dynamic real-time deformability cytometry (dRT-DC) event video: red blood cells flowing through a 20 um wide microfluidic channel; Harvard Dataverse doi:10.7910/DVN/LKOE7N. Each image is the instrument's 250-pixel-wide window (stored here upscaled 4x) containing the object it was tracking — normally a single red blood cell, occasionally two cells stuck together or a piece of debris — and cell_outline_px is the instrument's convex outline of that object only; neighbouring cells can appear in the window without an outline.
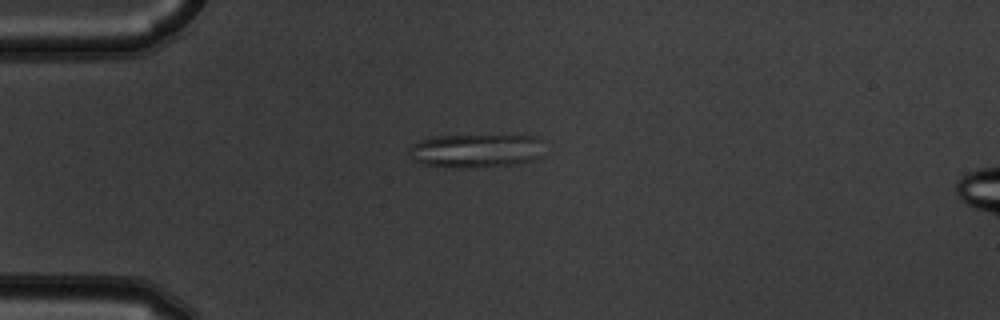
{"species": "common noctule bat (a hibernating species)", "species_latin": "Nyctalus noctula", "temperature_condition": "warm", "stored_images_in_passage": 5, "camera_frame_rate_fps": 3000, "um_per_image_px": 0.085, "animal": {"sex": "male", "body_mass_g": 19.5, "forearm_length_mm": 54.6}, "frame": {"image": 1, "passage_image": 1, "time_ms": 0.0, "image_size_px": [1000, 320], "cell_outline_px": [[540, 140], [536, 160], [520, 164], [460, 168], [456, 168], [420, 164], [408, 152], [412, 144], [420, 140], [436, 136], [536, 136]], "centroid_in_image_um": [40.39, 12.82], "position_along_channel_um": 44.6, "area_um2": 26.07}}
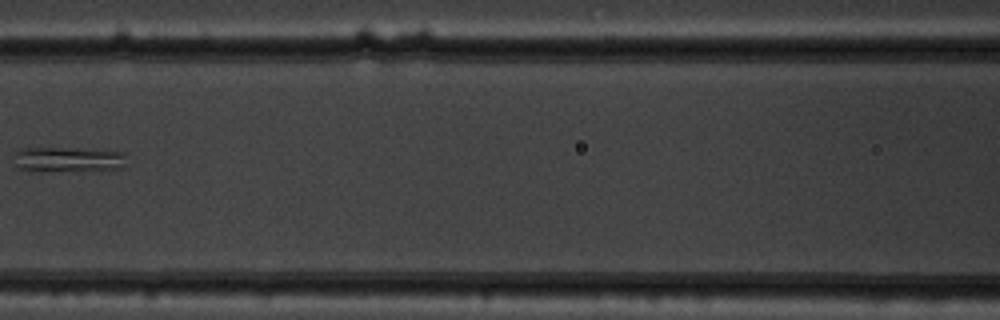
{"frame": {"image": 2, "passage_image": 4, "time_ms": 1.0, "image_size_px": [1000, 320], "cell_outline_px": [[124, 164], [120, 168], [16, 168], [16, 152], [20, 148], [72, 148], [124, 152]], "centroid_in_image_um": [5.79, 13.47], "position_along_channel_um": 160.8, "area_um2": 14.74}}
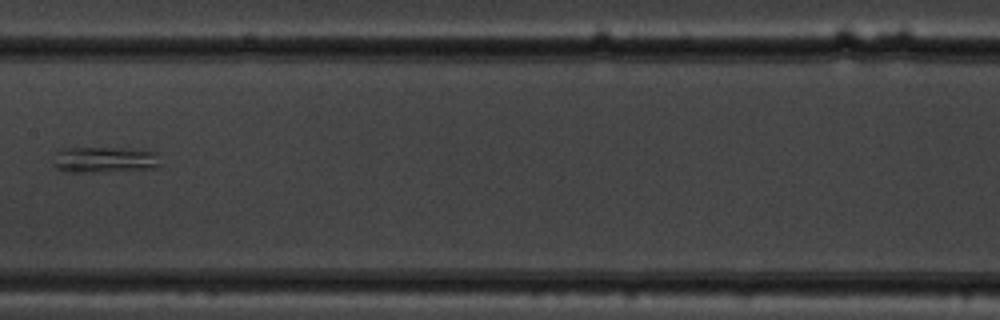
{"frame": {"image": 3, "passage_image": 5, "time_ms": 1.333, "image_size_px": [1000, 320], "cell_outline_px": [[160, 164], [152, 168], [96, 172], [72, 172], [56, 168], [52, 164], [56, 152], [68, 148], [124, 148], [156, 152]], "centroid_in_image_um": [8.85, 13.57], "position_along_channel_um": 198.6, "area_um2": 15.95}}